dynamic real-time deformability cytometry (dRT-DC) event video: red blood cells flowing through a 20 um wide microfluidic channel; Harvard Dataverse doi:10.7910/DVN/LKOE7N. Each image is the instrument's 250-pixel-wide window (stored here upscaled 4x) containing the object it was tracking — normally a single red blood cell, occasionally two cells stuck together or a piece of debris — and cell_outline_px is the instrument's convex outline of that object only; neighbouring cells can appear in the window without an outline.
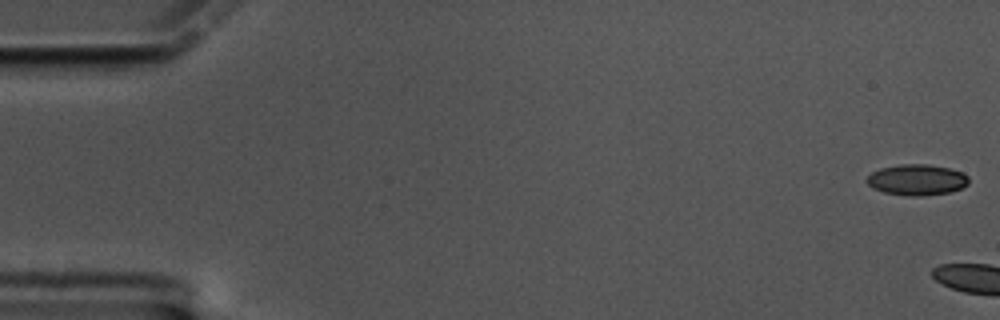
{"species": "common noctule bat (a hibernating species)", "species_latin": "Nyctalus noctula", "temperature_condition": "cold", "stored_images_in_passage": 4, "camera_frame_rate_fps": 3000, "um_per_image_px": 0.085, "animal": {"sex": "male", "body_mass_g": 17.5, "forearm_length_mm": 52.3}, "frame": {"image": 1, "passage_image": 1, "time_ms": 0.0, "image_size_px": [1000, 320], "cell_outline_px": [[968, 184], [952, 192], [924, 196], [908, 196], [884, 192], [872, 188], [864, 180], [872, 172], [880, 168], [900, 164], [928, 164], [948, 168], [964, 172], [968, 176]], "centroid_in_image_um": [77.93, 15.28], "position_along_channel_um": 7.1, "area_um2": 18.55}}